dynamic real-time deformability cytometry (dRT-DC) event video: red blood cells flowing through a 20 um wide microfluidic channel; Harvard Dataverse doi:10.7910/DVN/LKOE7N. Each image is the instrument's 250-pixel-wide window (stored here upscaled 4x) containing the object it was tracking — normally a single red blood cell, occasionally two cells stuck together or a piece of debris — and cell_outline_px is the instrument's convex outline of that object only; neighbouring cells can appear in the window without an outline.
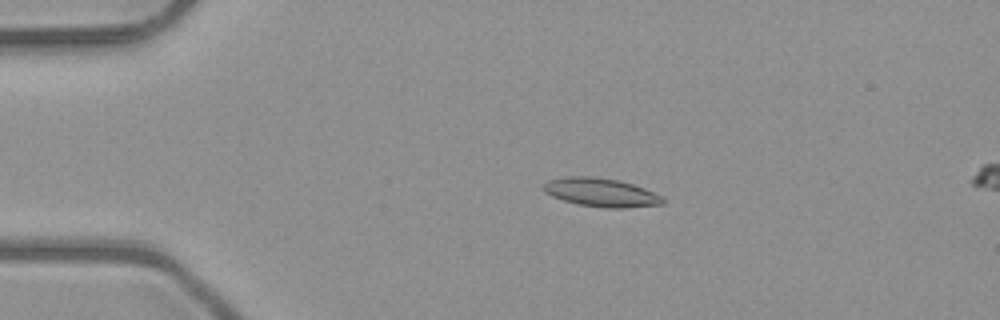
{"species": "common noctule bat (a hibernating species)", "species_latin": "Nyctalus noctula", "temperature_condition": "room temperature", "stored_images_in_passage": 15, "camera_frame_rate_fps": 3000, "um_per_image_px": 0.085, "animal": {"sex": "male", "body_mass_g": 23.1, "forearm_length_mm": 52.7}, "frame": {"image": 1, "passage_image": 11, "time_ms": 3.333, "image_size_px": [1000, 320], "cell_outline_px": [[664, 204], [624, 208], [608, 208], [576, 204], [552, 196], [544, 192], [540, 188], [548, 180], [568, 176], [596, 176], [620, 180], [644, 188], [660, 196], [664, 200]], "centroid_in_image_um": [51.04, 16.35], "position_along_channel_um": 34.0, "area_um2": 19.94}}